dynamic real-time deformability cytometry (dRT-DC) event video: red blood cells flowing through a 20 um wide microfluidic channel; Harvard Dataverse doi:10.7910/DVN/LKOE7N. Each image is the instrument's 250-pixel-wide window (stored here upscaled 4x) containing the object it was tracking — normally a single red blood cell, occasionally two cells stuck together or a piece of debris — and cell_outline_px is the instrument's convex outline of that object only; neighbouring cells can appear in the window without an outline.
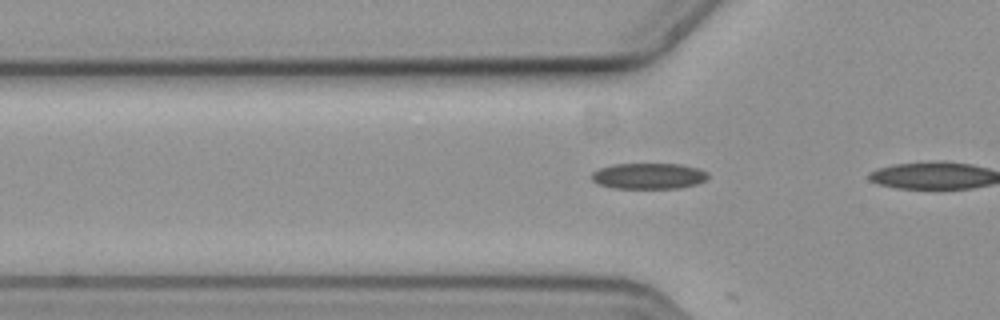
{"species": "common noctule bat (a hibernating species)", "species_latin": "Nyctalus noctula", "temperature_condition": "cold", "stored_images_in_passage": 5, "camera_frame_rate_fps": 3000, "um_per_image_px": 0.085, "animal": {"sex": "female", "body_mass_g": 19.3, "forearm_length_mm": 54.1}, "frame": {"image": 1, "passage_image": 4, "time_ms": 1.0, "image_size_px": [1000, 320], "cell_outline_px": [[708, 176], [704, 180], [696, 184], [680, 188], [612, 188], [600, 184], [592, 180], [592, 172], [600, 168], [612, 164], [680, 164], [696, 168], [708, 172]], "centroid_in_image_um": [55.12, 14.96], "position_along_channel_um": 70.7, "area_um2": 17.46}}